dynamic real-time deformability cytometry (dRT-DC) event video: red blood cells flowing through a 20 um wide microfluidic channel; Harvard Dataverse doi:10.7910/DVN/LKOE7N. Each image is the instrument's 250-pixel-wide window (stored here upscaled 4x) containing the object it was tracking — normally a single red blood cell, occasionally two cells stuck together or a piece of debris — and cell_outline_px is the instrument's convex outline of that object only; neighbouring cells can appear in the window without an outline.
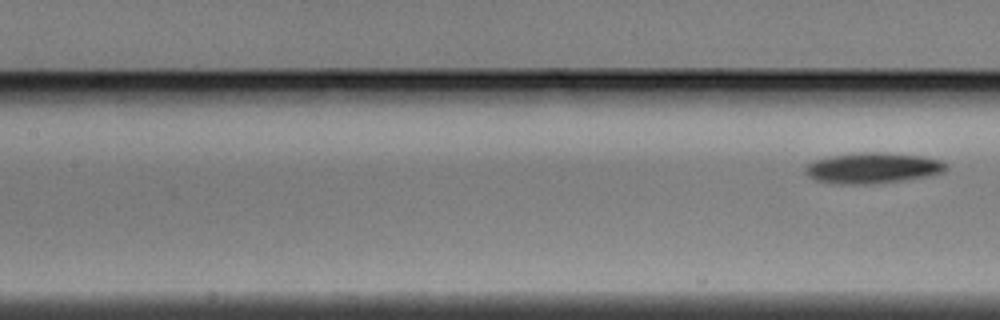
{"species": "Egyptian fruit bat (a non-hibernating species)", "species_latin": "Rousettus aegyptiacus", "temperature_condition": "warm", "stored_images_in_passage": 5, "segment_of_instrument_passage": [2, 2], "camera_frame_rate_fps": 3000, "um_per_image_px": 0.085, "animal": {"sex": "male"}, "frame": {"image": 1, "passage_image": 5, "time_ms": 1.333, "image_size_px": [1000, 320], "cell_outline_px": [[948, 168], [944, 172], [932, 176], [904, 180], [872, 184], [832, 184], [816, 180], [808, 176], [804, 172], [804, 168], [808, 164], [816, 160], [832, 156], [856, 152], [884, 152], [920, 156], [940, 160]], "centroid_in_image_um": [74.17, 14.29], "position_along_channel_um": 133.2, "area_um2": 25.37}}